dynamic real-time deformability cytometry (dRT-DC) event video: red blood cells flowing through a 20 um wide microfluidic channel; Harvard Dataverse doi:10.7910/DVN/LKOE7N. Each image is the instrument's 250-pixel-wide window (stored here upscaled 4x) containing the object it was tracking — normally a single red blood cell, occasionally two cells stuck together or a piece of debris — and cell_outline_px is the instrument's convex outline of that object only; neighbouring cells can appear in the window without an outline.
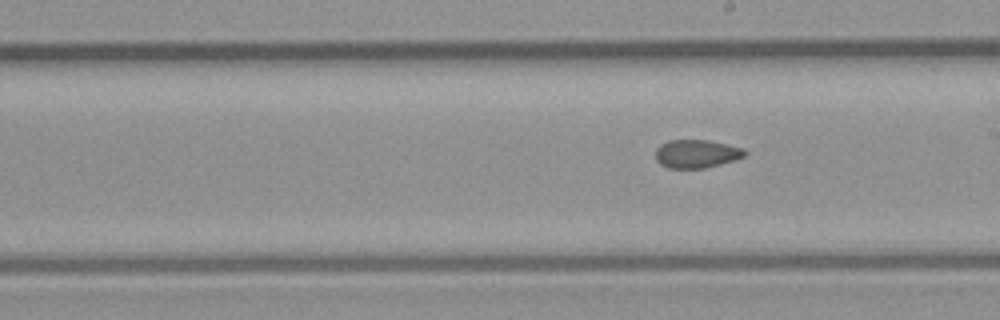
{"species": "common noctule bat (a hibernating species)", "species_latin": "Nyctalus noctula", "temperature_condition": "room temperature", "stored_images_in_passage": 18, "camera_frame_rate_fps": 3000, "um_per_image_px": 0.085, "animal": {"sex": "male", "body_mass_g": 23.1, "forearm_length_mm": 52.7}, "frame": {"image": 1, "passage_image": 18, "time_ms": 5.667, "image_size_px": [1000, 320], "cell_outline_px": [[748, 152], [744, 156], [736, 160], [704, 168], [668, 168], [660, 164], [656, 160], [656, 148], [660, 144], [668, 140], [708, 140], [744, 148]], "centroid_in_image_um": [59.2, 13.07], "position_along_channel_um": 229.8, "area_um2": 14.8}}